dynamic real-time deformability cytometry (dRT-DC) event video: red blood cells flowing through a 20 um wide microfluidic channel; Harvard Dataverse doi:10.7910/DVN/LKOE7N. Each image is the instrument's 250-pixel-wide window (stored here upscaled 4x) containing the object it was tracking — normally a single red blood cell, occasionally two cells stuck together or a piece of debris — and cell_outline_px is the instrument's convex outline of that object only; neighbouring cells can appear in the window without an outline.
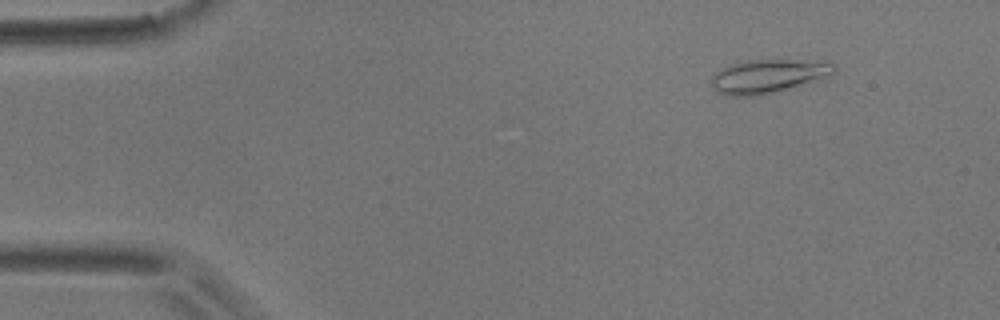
{"species": "common noctule bat (a hibernating species)", "species_latin": "Nyctalus noctula", "temperature_condition": "room temperature", "stored_images_in_passage": 49, "camera_frame_rate_fps": 3000, "um_per_image_px": 0.085, "animal": {"sex": "male", "body_mass_g": 17.9}, "frame": {"image": 1, "passage_image": 6, "time_ms": 1.667, "image_size_px": [1000, 320], "cell_outline_px": [[836, 68], [828, 76], [772, 92], [752, 96], [728, 96], [720, 92], [712, 84], [712, 76], [720, 68], [744, 60], [796, 60], [832, 64]], "centroid_in_image_um": [65.19, 6.46], "position_along_channel_um": 19.8, "area_um2": 23.06}}
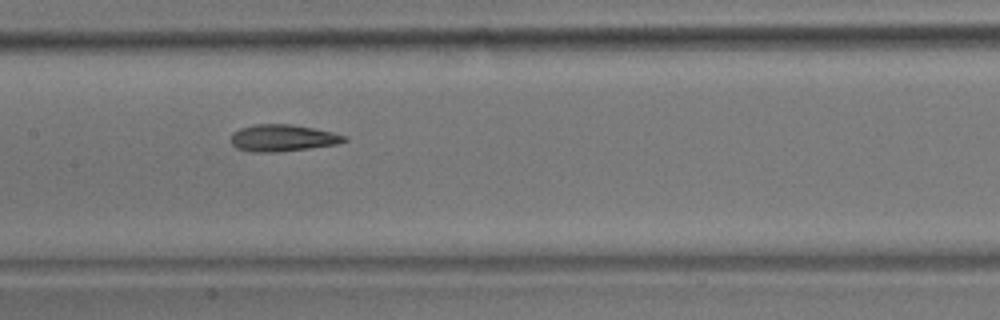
{"frame": {"image": 2, "passage_image": 27, "time_ms": 8.667, "image_size_px": [1000, 320], "cell_outline_px": [[348, 140], [336, 144], [280, 152], [252, 152], [236, 148], [232, 144], [232, 132], [240, 128], [256, 124], [292, 124], [332, 132], [348, 136]], "centroid_in_image_um": [24.02, 11.73], "position_along_channel_um": 183.4, "area_um2": 17.69}}
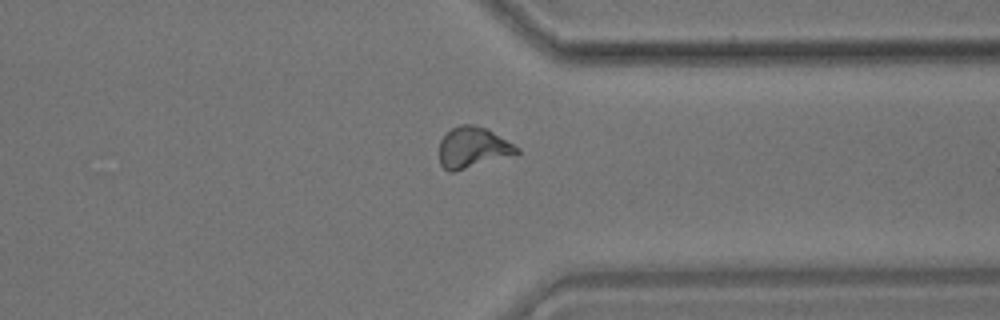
{"frame": {"image": 3, "passage_image": 43, "time_ms": 14.0, "image_size_px": [1000, 320], "cell_outline_px": [[520, 152], [516, 156], [452, 172], [448, 172], [440, 164], [440, 140], [452, 128], [460, 124], [472, 124], [484, 128], [492, 132], [520, 148]], "centroid_in_image_um": [40.22, 12.57], "position_along_channel_um": 371.2, "area_um2": 18.55}}